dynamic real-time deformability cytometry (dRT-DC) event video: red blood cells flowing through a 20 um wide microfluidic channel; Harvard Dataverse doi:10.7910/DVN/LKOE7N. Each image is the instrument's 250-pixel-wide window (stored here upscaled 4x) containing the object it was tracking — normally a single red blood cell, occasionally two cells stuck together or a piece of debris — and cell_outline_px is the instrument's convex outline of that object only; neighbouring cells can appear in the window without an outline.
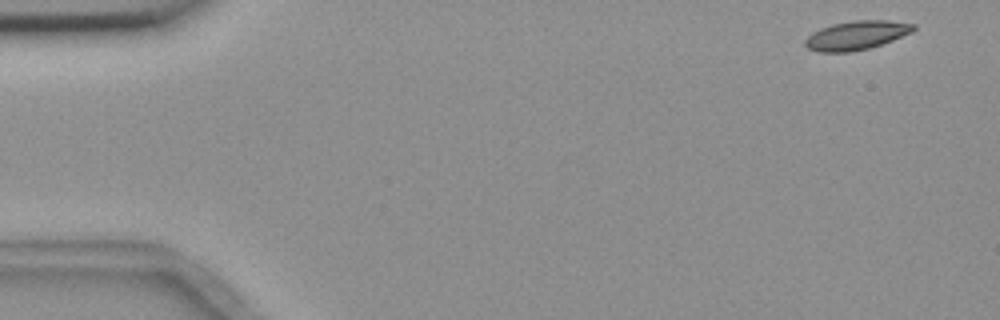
{"species": "common noctule bat (a hibernating species)", "species_latin": "Nyctalus noctula", "temperature_condition": "room temperature", "stored_images_in_passage": 6, "camera_frame_rate_fps": 3000, "um_per_image_px": 0.085, "animal": {"sex": "female", "body_mass_g": 18.4}, "frame": {"image": 1, "passage_image": 1, "time_ms": 0.0, "image_size_px": [1000, 320], "cell_outline_px": [[916, 28], [912, 32], [892, 40], [868, 48], [852, 52], [820, 52], [808, 48], [804, 44], [804, 40], [812, 32], [820, 28], [832, 24], [852, 20], [888, 20], [916, 24]], "centroid_in_image_um": [72.79, 2.99], "position_along_channel_um": 12.2, "area_um2": 18.26}}
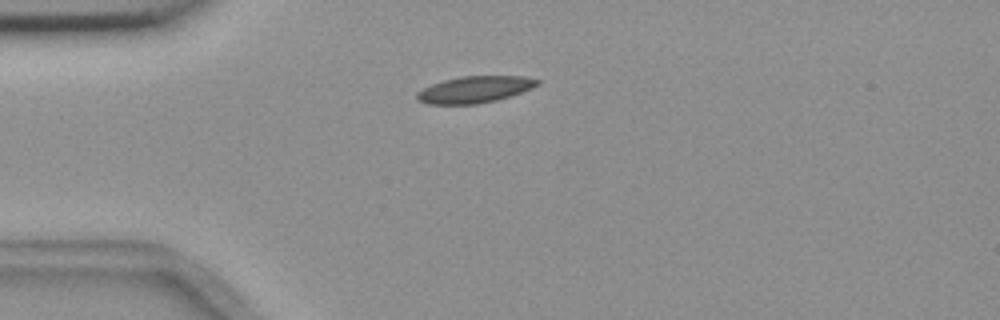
{"frame": {"image": 2, "passage_image": 4, "time_ms": 3.667, "image_size_px": [1000, 320], "cell_outline_px": [[540, 84], [532, 88], [496, 100], [476, 104], [428, 104], [420, 100], [416, 96], [416, 92], [432, 84], [444, 80], [460, 76], [524, 76], [540, 80]], "centroid_in_image_um": [40.36, 7.6], "position_along_channel_um": 44.6, "area_um2": 18.5}}